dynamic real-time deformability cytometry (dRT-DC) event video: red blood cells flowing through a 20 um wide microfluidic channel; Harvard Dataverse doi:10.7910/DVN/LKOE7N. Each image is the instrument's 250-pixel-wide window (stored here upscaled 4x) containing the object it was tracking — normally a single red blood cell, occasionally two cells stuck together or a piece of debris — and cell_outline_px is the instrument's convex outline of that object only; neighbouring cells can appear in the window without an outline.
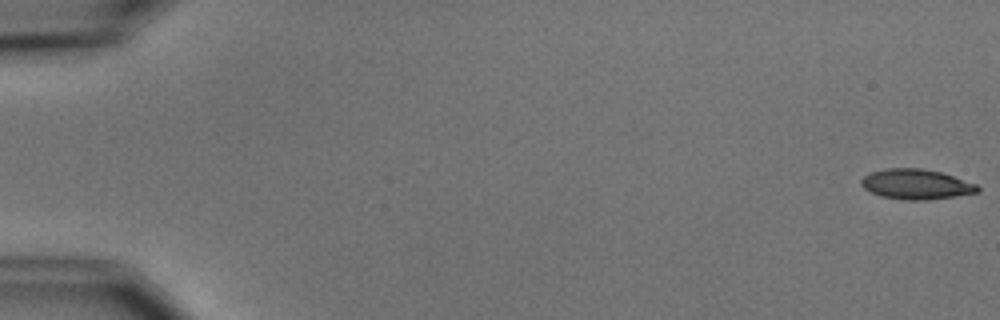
{"species": "common noctule bat (a hibernating species)", "species_latin": "Nyctalus noctula", "temperature_condition": "cold", "stored_images_in_passage": 9, "camera_frame_rate_fps": 3000, "um_per_image_px": 0.085, "animal": {"sex": "male", "body_mass_g": 15.6}, "frame": {"image": 1, "passage_image": 1, "time_ms": 0.0, "image_size_px": [1000, 320], "cell_outline_px": [[980, 192], [956, 196], [928, 200], [908, 200], [880, 196], [864, 188], [860, 184], [860, 180], [864, 176], [872, 172], [888, 168], [920, 168], [940, 172], [976, 184], [980, 188]], "centroid_in_image_um": [77.87, 15.67], "position_along_channel_um": 7.1, "area_um2": 20.29}}
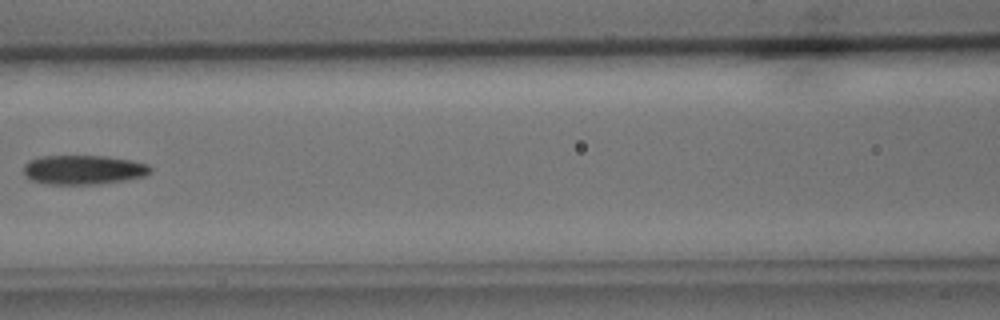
{"frame": {"image": 2, "passage_image": 8, "time_ms": 8.333, "image_size_px": [1000, 320], "cell_outline_px": [[152, 172], [144, 176], [124, 180], [100, 184], [48, 184], [28, 180], [24, 176], [24, 164], [28, 160], [40, 156], [108, 156], [132, 160], [148, 164], [152, 168]], "centroid_in_image_um": [7.07, 14.43], "position_along_channel_um": 159.5, "area_um2": 21.96}}
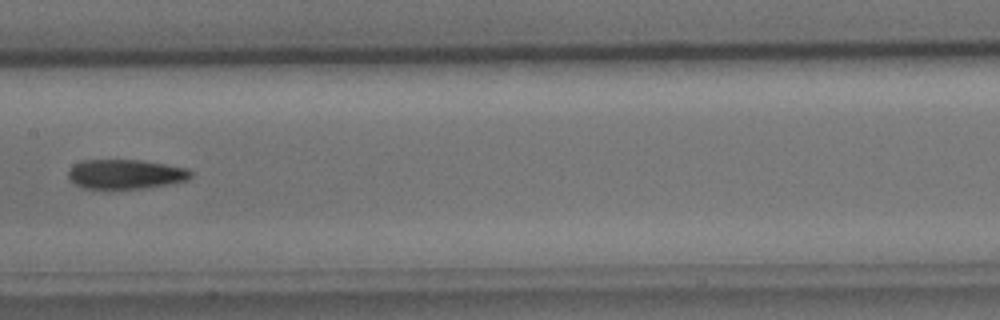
{"frame": {"image": 3, "passage_image": 9, "time_ms": 9.333, "image_size_px": [1000, 320], "cell_outline_px": [[192, 176], [184, 180], [144, 188], [80, 188], [68, 176], [68, 172], [76, 164], [84, 160], [140, 160], [188, 168], [192, 172]], "centroid_in_image_um": [10.67, 14.79], "position_along_channel_um": 196.7, "area_um2": 20.58}}